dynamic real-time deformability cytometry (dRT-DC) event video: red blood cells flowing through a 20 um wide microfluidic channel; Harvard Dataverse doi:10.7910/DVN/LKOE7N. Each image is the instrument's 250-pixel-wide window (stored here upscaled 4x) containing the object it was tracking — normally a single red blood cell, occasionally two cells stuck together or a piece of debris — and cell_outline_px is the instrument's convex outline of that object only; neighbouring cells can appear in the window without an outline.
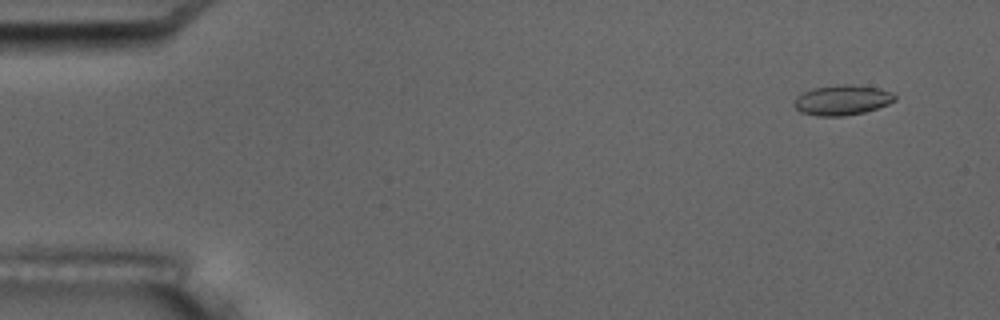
{"species": "common noctule bat (a hibernating species)", "species_latin": "Nyctalus noctula", "temperature_condition": "room temperature", "stored_images_in_passage": 6, "camera_frame_rate_fps": 3000, "um_per_image_px": 0.085, "animal": {"sex": "male", "body_mass_g": 17.5, "forearm_length_mm": 52.3}, "frame": {"image": 1, "passage_image": 1, "time_ms": 0.0, "image_size_px": [1000, 320], "cell_outline_px": [[896, 100], [888, 104], [864, 112], [844, 116], [816, 116], [800, 112], [792, 104], [796, 96], [804, 92], [816, 88], [844, 84], [852, 84], [880, 88], [892, 92], [896, 96]], "centroid_in_image_um": [71.59, 8.51], "position_along_channel_um": 13.4, "area_um2": 17.69}}